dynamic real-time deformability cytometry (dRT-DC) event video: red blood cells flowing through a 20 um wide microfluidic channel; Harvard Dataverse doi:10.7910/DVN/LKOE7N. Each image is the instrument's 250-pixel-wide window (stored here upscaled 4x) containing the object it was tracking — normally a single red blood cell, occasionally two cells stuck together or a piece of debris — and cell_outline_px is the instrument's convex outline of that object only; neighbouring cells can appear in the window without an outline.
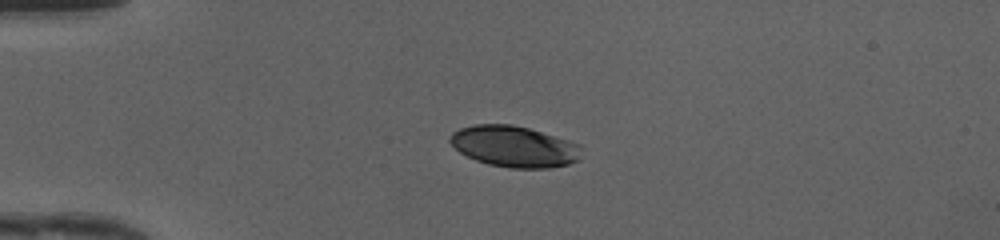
{"species": "human", "species_latin": "Homo sapiens", "temperature_condition": "cold", "stored_images_in_passage": 38, "camera_frame_rate_fps": 3000, "um_per_image_px": 0.085, "donor": {"sex": "female"}, "frame": {"image": 1, "passage_image": 1, "time_ms": 0.0, "image_size_px": [1000, 240], "cell_outline_px": [[580, 148], [576, 160], [568, 164], [548, 168], [508, 168], [488, 164], [476, 160], [460, 152], [448, 140], [448, 136], [452, 132], [460, 128], [476, 124], [512, 124], [528, 128], [580, 144]], "centroid_in_image_um": [43.65, 12.44], "position_along_channel_um": 41.4, "area_um2": 31.21}}
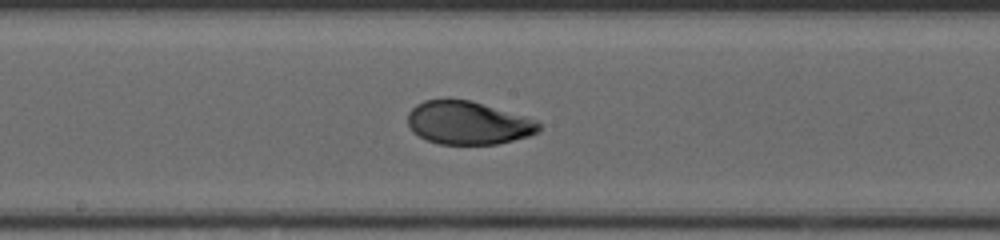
{"frame": {"image": 2, "passage_image": 16, "time_ms": 5.0, "image_size_px": [1000, 240], "cell_outline_px": [[540, 132], [528, 136], [496, 144], [440, 144], [428, 140], [412, 132], [408, 124], [408, 112], [416, 104], [424, 100], [472, 100], [540, 124]], "centroid_in_image_um": [39.7, 10.46], "position_along_channel_um": 208.5, "area_um2": 32.14}}
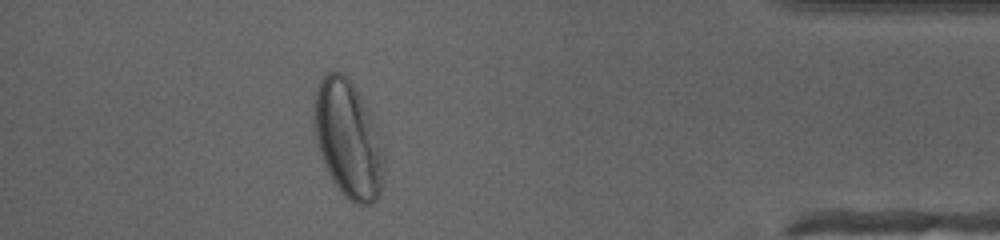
{"frame": {"image": 3, "passage_image": 33, "time_ms": 10.667, "image_size_px": [1000, 240], "cell_outline_px": [[384, 168], [380, 192], [376, 200], [372, 204], [356, 204], [348, 200], [344, 196], [332, 180], [320, 156], [312, 124], [316, 88], [320, 80], [328, 72], [340, 72], [352, 84], [368, 108], [376, 124], [384, 148]], "centroid_in_image_um": [29.59, 11.86], "position_along_channel_um": 405.6, "area_um2": 48.09}, "authors_computed_cell_mechanics": {"area_um2": 33.8997, "velocity_mm_per_s": 4.1885, "shape_relaxation_time_tau1_ms": 4.0803, "shape_relaxation_time_tau2_ms": 0.7367, "deformation_change_tau1": 0.155, "deformation_change_tau2": 0.0441}}